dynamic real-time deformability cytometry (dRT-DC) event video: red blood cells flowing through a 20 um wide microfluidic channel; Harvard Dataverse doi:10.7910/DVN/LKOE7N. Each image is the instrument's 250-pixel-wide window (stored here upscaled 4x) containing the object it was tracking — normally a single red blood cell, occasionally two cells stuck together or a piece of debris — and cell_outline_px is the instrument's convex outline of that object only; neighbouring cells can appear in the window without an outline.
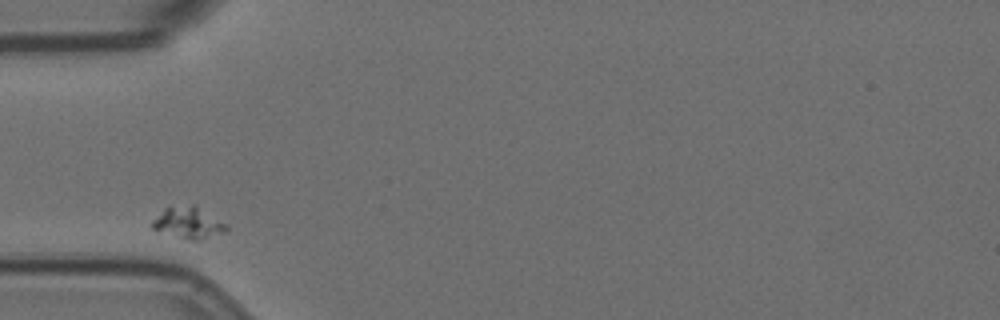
{"species": "Egyptian fruit bat (a non-hibernating species)", "species_latin": "Rousettus aegyptiacus", "temperature_condition": "room temperature", "stored_images_in_passage": 2, "camera_frame_rate_fps": 3000, "um_per_image_px": 0.085, "animal": {"sex": "female"}, "frame": {"image": 1, "passage_image": 1, "time_ms": 0.0, "image_size_px": [1000, 320], "cell_outline_px": [[228, 228], [224, 232], [200, 240], [192, 240], [152, 228], [152, 220], [164, 208], [192, 204], [224, 224]], "centroid_in_image_um": [15.97, 18.93], "position_along_channel_um": 69.0, "area_um2": 12.83}}